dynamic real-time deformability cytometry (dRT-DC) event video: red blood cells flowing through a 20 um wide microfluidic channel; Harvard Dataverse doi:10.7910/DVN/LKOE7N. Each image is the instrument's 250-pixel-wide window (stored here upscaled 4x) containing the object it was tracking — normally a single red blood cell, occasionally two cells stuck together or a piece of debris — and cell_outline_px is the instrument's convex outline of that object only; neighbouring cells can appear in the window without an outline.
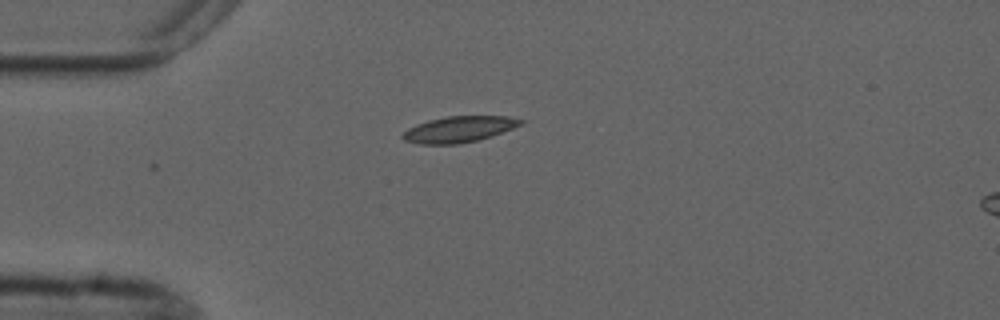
{"species": "common noctule bat (a hibernating species)", "species_latin": "Nyctalus noctula", "temperature_condition": "cold", "stored_images_in_passage": 6, "camera_frame_rate_fps": 3000, "um_per_image_px": 0.085, "animal": {"sex": "male", "forearm_length_mm": 52.5}, "frame": {"image": 1, "passage_image": 1, "time_ms": 0.0, "image_size_px": [1000, 320], "cell_outline_px": [[524, 124], [492, 136], [476, 140], [456, 144], [420, 144], [404, 140], [400, 136], [408, 128], [416, 124], [428, 120], [448, 116], [508, 116], [524, 120]], "centroid_in_image_um": [39.02, 10.98], "position_along_channel_um": 46.0, "area_um2": 17.92}}
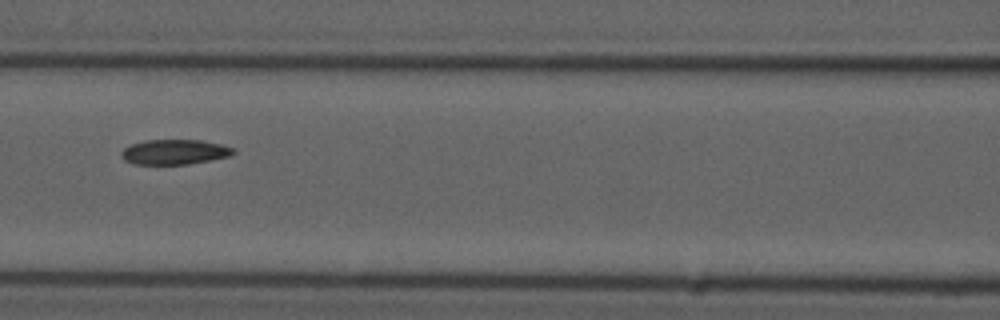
{"frame": {"image": 2, "passage_image": 4, "time_ms": 3.333, "image_size_px": [1000, 320], "cell_outline_px": [[236, 152], [228, 156], [188, 164], [136, 164], [124, 160], [120, 156], [120, 152], [124, 148], [132, 144], [148, 140], [200, 140], [220, 144], [232, 148]], "centroid_in_image_um": [14.79, 12.92], "position_along_channel_um": 151.8, "area_um2": 16.07}}
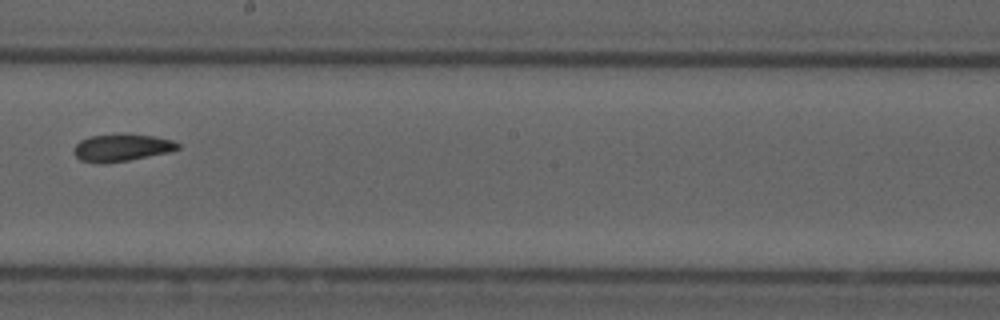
{"frame": {"image": 3, "passage_image": 6, "time_ms": 5.667, "image_size_px": [1000, 320], "cell_outline_px": [[180, 148], [168, 152], [128, 160], [104, 164], [96, 164], [80, 160], [72, 152], [72, 148], [80, 140], [92, 136], [152, 136], [172, 140], [180, 144]], "centroid_in_image_um": [10.28, 12.6], "position_along_channel_um": 237.9, "area_um2": 16.01}}